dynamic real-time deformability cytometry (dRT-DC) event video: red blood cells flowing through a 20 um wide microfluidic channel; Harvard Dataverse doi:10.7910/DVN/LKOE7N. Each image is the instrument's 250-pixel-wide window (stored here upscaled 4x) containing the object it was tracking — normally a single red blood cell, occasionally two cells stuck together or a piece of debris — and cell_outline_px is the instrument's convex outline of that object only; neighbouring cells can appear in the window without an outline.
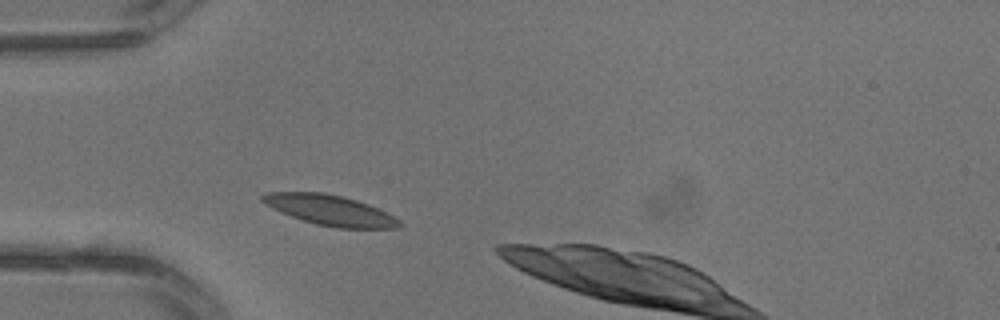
{"species": "common noctule bat (a hibernating species)", "species_latin": "Nyctalus noctula", "temperature_condition": "warm", "stored_images_in_passage": 2, "camera_frame_rate_fps": 3000, "um_per_image_px": 0.085, "animal": {"sex": "male", "body_mass_g": 13.3}, "frame": {"image": 1, "passage_image": 1, "time_ms": 0.0, "image_size_px": [1000, 320], "cell_outline_px": [[404, 224], [396, 228], [336, 228], [316, 224], [280, 212], [264, 204], [260, 200], [260, 196], [264, 192], [324, 192], [356, 200], [368, 204], [400, 220]], "centroid_in_image_um": [28.01, 17.86], "position_along_channel_um": 57.0, "area_um2": 24.04}}